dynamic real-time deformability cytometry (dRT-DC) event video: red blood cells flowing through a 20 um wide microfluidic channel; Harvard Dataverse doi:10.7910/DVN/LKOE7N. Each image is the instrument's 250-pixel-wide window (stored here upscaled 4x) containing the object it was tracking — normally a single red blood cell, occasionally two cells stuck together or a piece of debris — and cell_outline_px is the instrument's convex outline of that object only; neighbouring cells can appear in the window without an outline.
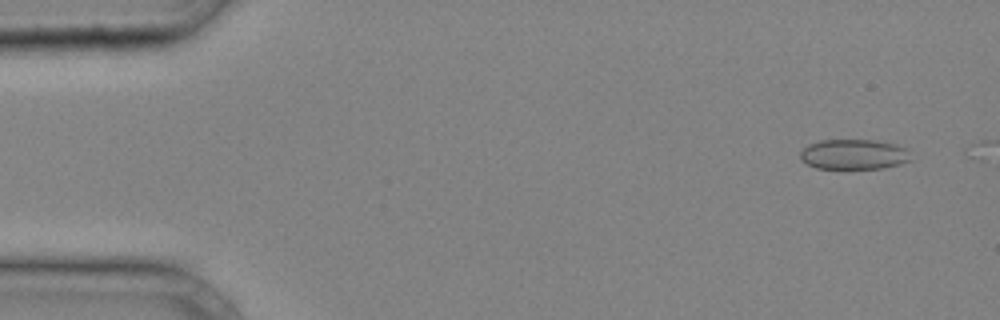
{"species": "common noctule bat (a hibernating species)", "species_latin": "Nyctalus noctula", "temperature_condition": "cold", "stored_images_in_passage": 6, "segment_of_instrument_passage": [1, 2], "camera_frame_rate_fps": 3000, "um_per_image_px": 0.085, "animal": {"sex": "male", "body_mass_g": 20.4}, "frame": {"image": 1, "passage_image": 3, "time_ms": 0.667, "image_size_px": [1000, 320], "cell_outline_px": [[912, 160], [900, 164], [884, 168], [816, 168], [800, 160], [800, 152], [808, 144], [820, 140], [876, 140], [896, 144], [908, 148]], "centroid_in_image_um": [72.6, 13.11], "position_along_channel_um": 12.4, "area_um2": 19.59}}